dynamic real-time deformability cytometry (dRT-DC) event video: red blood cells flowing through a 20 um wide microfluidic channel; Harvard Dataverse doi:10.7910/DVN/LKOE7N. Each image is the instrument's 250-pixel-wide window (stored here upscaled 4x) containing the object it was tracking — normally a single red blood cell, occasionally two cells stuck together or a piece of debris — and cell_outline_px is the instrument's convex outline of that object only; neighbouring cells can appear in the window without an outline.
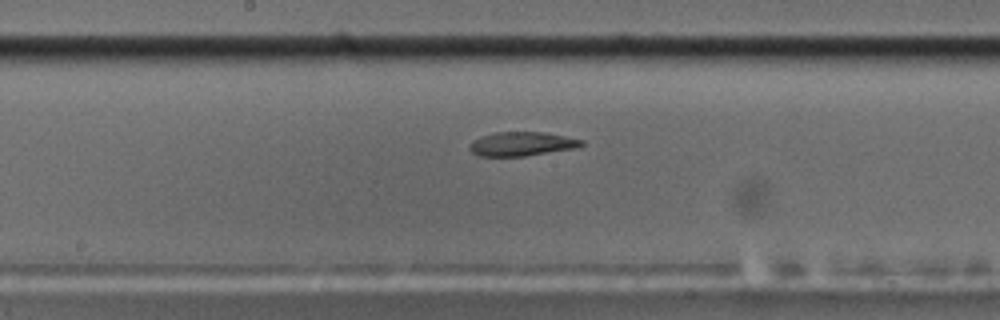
{"species": "common noctule bat (a hibernating species)", "species_latin": "Nyctalus noctula", "temperature_condition": "cold", "stored_images_in_passage": 36, "camera_frame_rate_fps": 3000, "um_per_image_px": 0.085, "animal": {"sex": "male", "body_mass_g": 17.5, "forearm_length_mm": 52.3}, "frame": {"image": 1, "passage_image": 16, "time_ms": 5.0, "image_size_px": [1000, 320], "cell_outline_px": [[584, 144], [580, 148], [524, 156], [476, 156], [468, 148], [468, 144], [472, 140], [480, 136], [496, 132], [544, 132], [584, 140]], "centroid_in_image_um": [44.34, 12.24], "position_along_channel_um": 203.9, "area_um2": 15.95}}
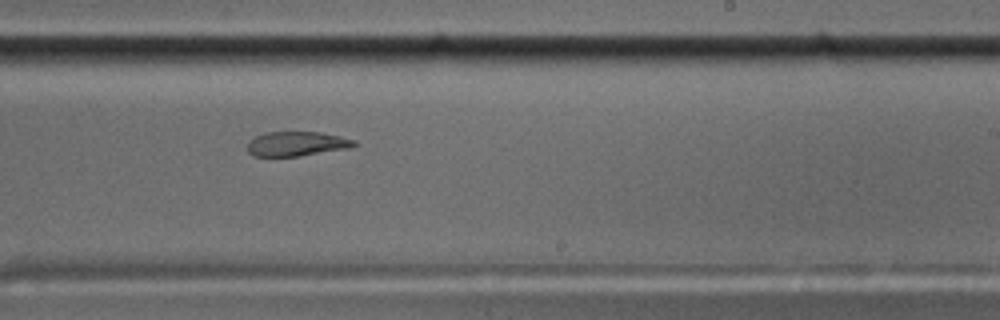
{"frame": {"image": 2, "passage_image": 21, "time_ms": 6.667, "image_size_px": [1000, 320], "cell_outline_px": [[356, 144], [352, 148], [300, 156], [252, 156], [248, 152], [248, 140], [264, 132], [320, 132], [340, 136], [356, 140]], "centroid_in_image_um": [25.23, 12.22], "position_along_channel_um": 263.8, "area_um2": 15.43}, "authors_computed_cell_mechanics": {"area_um2": 17.0799, "velocity_mm_per_s": 3.6114, "shape_relaxation_time_tau1_ms": null, "shape_relaxation_time_tau2_ms": 2.8546, "deformation_change_tau1": null, "deformation_change_tau2": 0.0944}}